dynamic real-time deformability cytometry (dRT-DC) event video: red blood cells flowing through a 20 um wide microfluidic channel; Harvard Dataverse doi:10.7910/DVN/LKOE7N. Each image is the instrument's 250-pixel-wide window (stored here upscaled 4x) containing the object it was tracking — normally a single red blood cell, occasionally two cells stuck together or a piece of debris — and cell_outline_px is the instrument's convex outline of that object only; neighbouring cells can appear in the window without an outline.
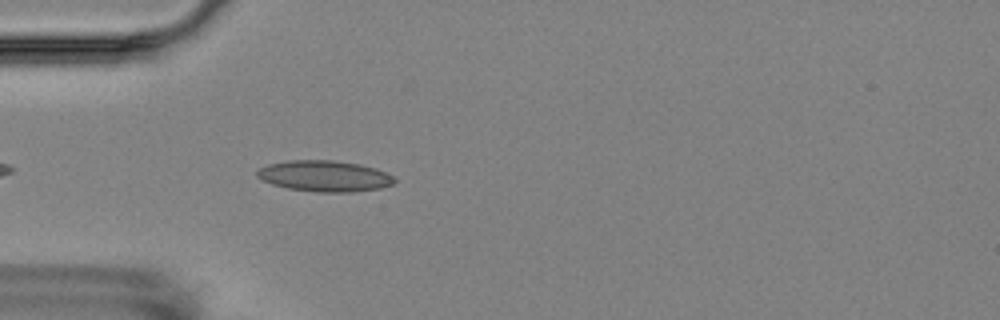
{"species": "Egyptian fruit bat (a non-hibernating species)", "species_latin": "Rousettus aegyptiacus", "temperature_condition": "room temperature", "stored_images_in_passage": 4, "camera_frame_rate_fps": 3000, "um_per_image_px": 0.085, "animal": {"sex": "female"}, "frame": {"image": 1, "passage_image": 4, "time_ms": 3.333, "image_size_px": [1000, 320], "cell_outline_px": [[396, 184], [380, 188], [352, 192], [316, 192], [288, 188], [272, 184], [256, 176], [256, 172], [260, 168], [268, 164], [288, 160], [332, 160], [360, 164], [376, 168], [392, 176], [396, 180]], "centroid_in_image_um": [27.6, 14.96], "position_along_channel_um": 57.4, "area_um2": 24.85}}